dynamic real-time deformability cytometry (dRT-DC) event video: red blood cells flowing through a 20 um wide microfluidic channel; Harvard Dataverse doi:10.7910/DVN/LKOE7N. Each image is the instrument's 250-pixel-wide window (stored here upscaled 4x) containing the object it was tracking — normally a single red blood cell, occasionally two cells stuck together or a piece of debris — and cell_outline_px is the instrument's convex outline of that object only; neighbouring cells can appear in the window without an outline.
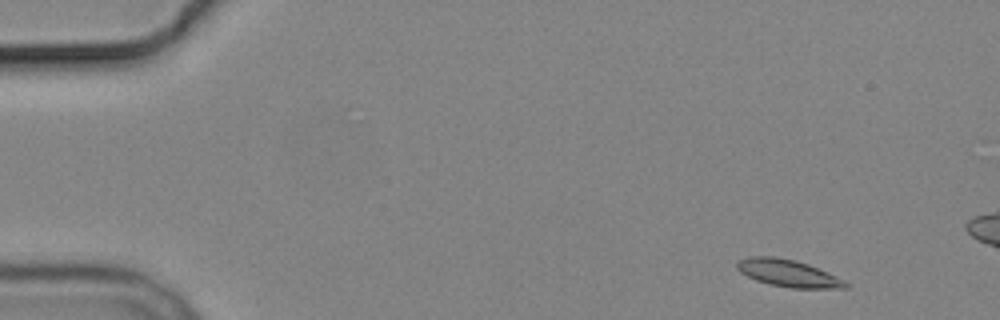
{"species": "common noctule bat (a hibernating species)", "species_latin": "Nyctalus noctula", "temperature_condition": "cold", "stored_images_in_passage": 5, "camera_frame_rate_fps": 3000, "um_per_image_px": 0.085, "animal": {"sex": "male", "body_mass_g": 19.2, "forearm_length_mm": 51.8}, "frame": {"image": 1, "passage_image": 1, "time_ms": 0.0, "image_size_px": [1000, 320], "cell_outline_px": [[848, 288], [792, 288], [772, 284], [756, 280], [740, 272], [736, 268], [736, 264], [740, 260], [748, 256], [776, 256], [796, 260], [808, 264], [844, 280], [848, 284]], "centroid_in_image_um": [66.97, 23.21], "position_along_channel_um": 18.0, "area_um2": 16.99}}